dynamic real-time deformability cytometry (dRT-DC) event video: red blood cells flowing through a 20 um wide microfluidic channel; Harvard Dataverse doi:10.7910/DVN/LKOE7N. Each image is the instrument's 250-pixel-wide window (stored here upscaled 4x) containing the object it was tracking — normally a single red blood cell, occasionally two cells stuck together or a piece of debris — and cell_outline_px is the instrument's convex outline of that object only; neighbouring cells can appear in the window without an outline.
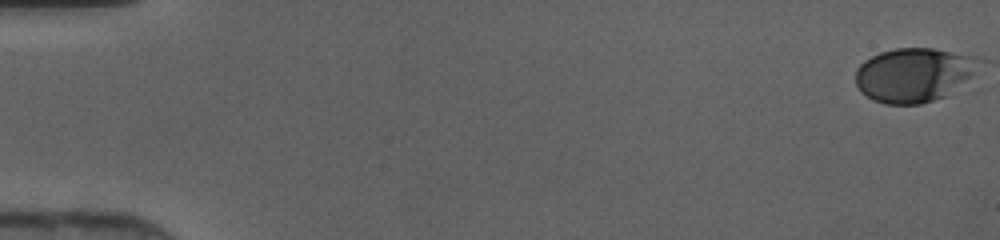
{"species": "human", "species_latin": "Homo sapiens", "temperature_condition": "cold", "stored_images_in_passage": 17, "camera_frame_rate_fps": 3000, "um_per_image_px": 0.085, "donor": {"sex": "female"}, "frame": {"image": 1, "passage_image": 1, "time_ms": 0.0, "image_size_px": [1000, 240], "cell_outline_px": [[976, 60], [968, 76], [944, 96], [920, 104], [884, 104], [872, 100], [860, 92], [856, 84], [856, 68], [864, 60], [880, 52], [896, 48], [932, 48], [976, 56]], "centroid_in_image_um": [77.52, 6.36], "position_along_channel_um": 7.5, "area_um2": 37.97}}
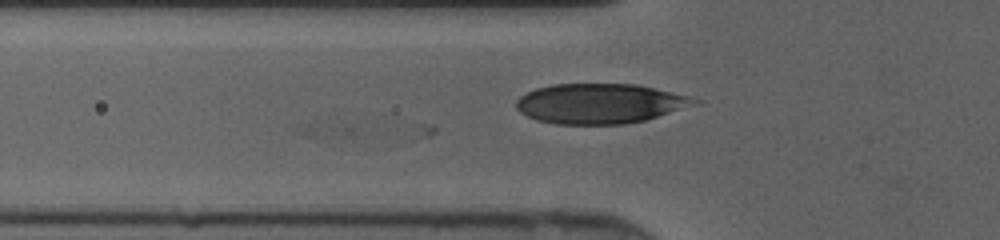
{"frame": {"image": 2, "passage_image": 17, "time_ms": 5.333, "image_size_px": [1000, 240], "cell_outline_px": [[704, 100], [700, 104], [644, 120], [624, 124], [556, 124], [536, 120], [520, 112], [516, 108], [516, 100], [520, 96], [536, 88], [552, 84], [636, 84], [688, 96]], "centroid_in_image_um": [51.01, 8.8], "position_along_channel_um": 74.8, "area_um2": 41.5}}